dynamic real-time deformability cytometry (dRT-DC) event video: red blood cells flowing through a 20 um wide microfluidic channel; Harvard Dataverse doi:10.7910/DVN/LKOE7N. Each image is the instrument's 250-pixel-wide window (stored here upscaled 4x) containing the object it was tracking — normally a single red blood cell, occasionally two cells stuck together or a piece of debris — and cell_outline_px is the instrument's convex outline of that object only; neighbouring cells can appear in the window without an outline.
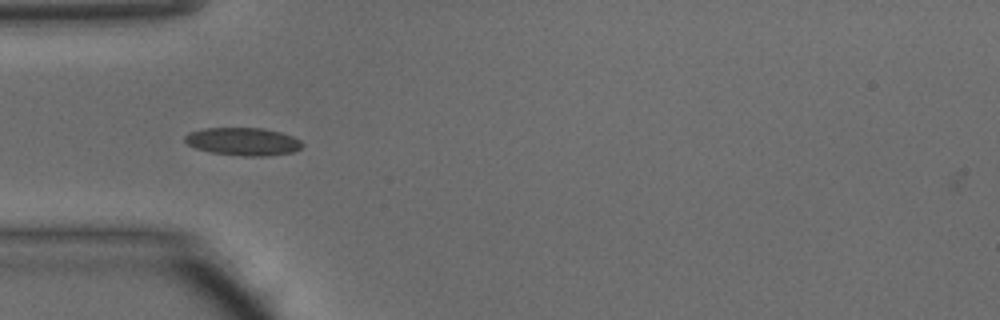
{"species": "common noctule bat (a hibernating species)", "species_latin": "Nyctalus noctula", "temperature_condition": "warm", "stored_images_in_passage": 34, "camera_frame_rate_fps": 3000, "um_per_image_px": 0.085, "animal": {"sex": "male", "body_mass_g": 15.6}, "frame": {"image": 1, "passage_image": 1, "time_ms": 0.0, "image_size_px": [1000, 320], "cell_outline_px": [[304, 144], [300, 148], [292, 152], [268, 156], [244, 156], [212, 152], [196, 148], [188, 144], [184, 140], [184, 136], [188, 132], [204, 128], [264, 128], [280, 132], [292, 136], [300, 140]], "centroid_in_image_um": [20.66, 12.02], "position_along_channel_um": 64.3, "area_um2": 19.02}}
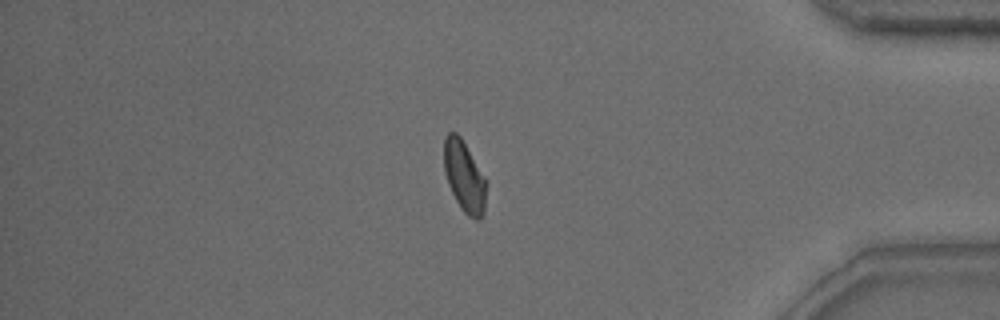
{"frame": {"image": 2, "passage_image": 27, "time_ms": 8.667, "image_size_px": [1000, 320], "cell_outline_px": [[488, 184], [484, 212], [480, 220], [476, 220], [468, 216], [460, 208], [448, 184], [444, 172], [444, 136], [448, 132], [456, 132], [460, 136], [484, 176]], "centroid_in_image_um": [39.48, 15.03], "position_along_channel_um": 395.7, "area_um2": 17.69}}
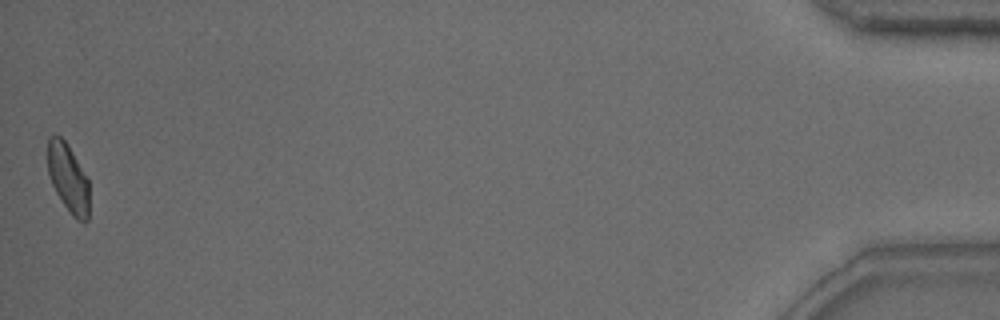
{"frame": {"image": 3, "passage_image": 34, "time_ms": 11.0, "image_size_px": [1000, 320], "cell_outline_px": [[88, 220], [80, 220], [72, 216], [56, 192], [52, 184], [48, 172], [48, 136], [60, 136], [64, 140], [72, 152], [88, 180]], "centroid_in_image_um": [5.78, 15.13], "position_along_channel_um": 429.4, "area_um2": 16.07}, "authors_computed_cell_mechanics": {"area_um2": 17.6868, "velocity_mm_per_s": 4.2022, "shape_relaxation_time_tau1_ms": 4.2344, "shape_relaxation_time_tau2_ms": 1.8797, "deformation_change_tau1": 0.1283, "deformation_change_tau2": 0.0716}}